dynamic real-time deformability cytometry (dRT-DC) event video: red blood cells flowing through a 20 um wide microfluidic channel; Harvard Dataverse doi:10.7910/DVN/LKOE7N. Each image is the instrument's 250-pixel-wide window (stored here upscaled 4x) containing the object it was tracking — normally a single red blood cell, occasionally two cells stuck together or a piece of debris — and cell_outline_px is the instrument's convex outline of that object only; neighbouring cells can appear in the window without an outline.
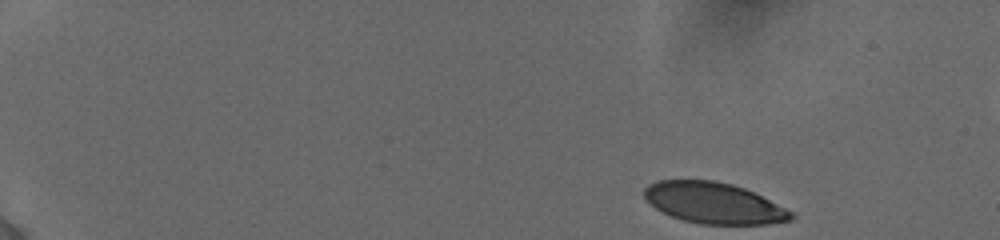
{"species": "human", "species_latin": "Homo sapiens", "temperature_condition": "cold", "stored_images_in_passage": 12, "camera_frame_rate_fps": 3000, "um_per_image_px": 0.085, "donor": {"sex": "female"}, "frame": {"image": 1, "passage_image": 1, "time_ms": 0.0, "image_size_px": [1000, 240], "cell_outline_px": [[796, 216], [792, 220], [768, 224], [700, 224], [684, 220], [672, 216], [656, 208], [644, 196], [644, 188], [648, 184], [656, 180], [716, 180], [732, 184], [744, 188], [792, 212]], "centroid_in_image_um": [60.66, 17.25], "position_along_channel_um": 24.3, "area_um2": 34.8}}